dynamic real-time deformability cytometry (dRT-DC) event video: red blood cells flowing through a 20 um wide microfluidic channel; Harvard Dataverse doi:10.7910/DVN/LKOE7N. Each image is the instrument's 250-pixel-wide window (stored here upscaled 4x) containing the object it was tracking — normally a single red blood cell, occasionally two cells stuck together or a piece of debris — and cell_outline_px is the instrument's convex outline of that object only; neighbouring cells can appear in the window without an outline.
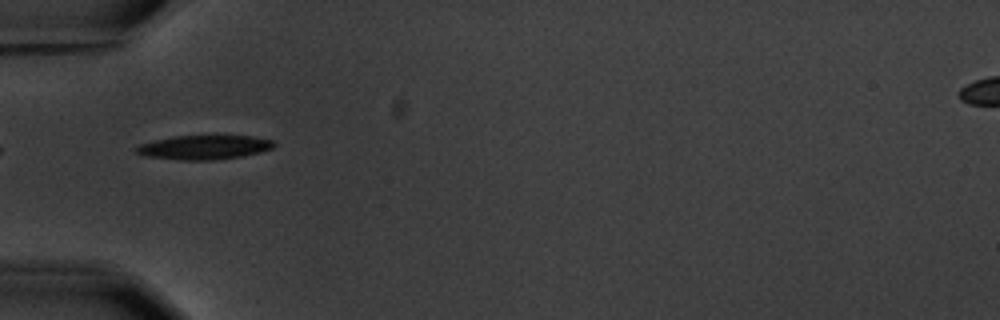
{"species": "common noctule bat (a hibernating species)", "species_latin": "Nyctalus noctula", "temperature_condition": "warm", "stored_images_in_passage": 4, "camera_frame_rate_fps": 3000, "um_per_image_px": 0.085, "animal": {"sex": "male", "body_mass_g": 20.1, "forearm_length_mm": 53.5}, "frame": {"image": 1, "passage_image": 1, "time_ms": 0.0, "image_size_px": [1000, 320], "cell_outline_px": [[276, 144], [272, 148], [240, 156], [212, 160], [180, 160], [144, 156], [136, 152], [136, 148], [140, 144], [172, 136], [216, 132], [252, 136], [272, 140]], "centroid_in_image_um": [17.36, 12.46], "position_along_channel_um": 67.6, "area_um2": 20.23}}
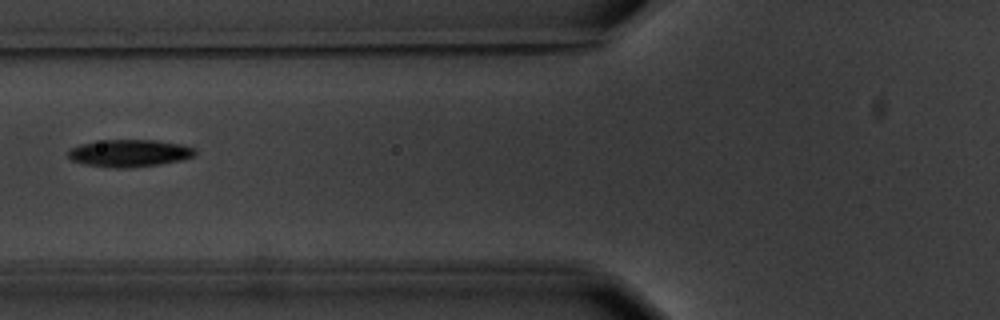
{"frame": {"image": 2, "passage_image": 2, "time_ms": 1.333, "image_size_px": [1000, 320], "cell_outline_px": [[196, 156], [180, 160], [156, 164], [124, 168], [112, 168], [84, 164], [72, 160], [68, 156], [68, 152], [72, 148], [80, 144], [104, 140], [156, 140], [180, 144], [196, 148]], "centroid_in_image_um": [11.01, 13.01], "position_along_channel_um": 114.8, "area_um2": 20.0}}